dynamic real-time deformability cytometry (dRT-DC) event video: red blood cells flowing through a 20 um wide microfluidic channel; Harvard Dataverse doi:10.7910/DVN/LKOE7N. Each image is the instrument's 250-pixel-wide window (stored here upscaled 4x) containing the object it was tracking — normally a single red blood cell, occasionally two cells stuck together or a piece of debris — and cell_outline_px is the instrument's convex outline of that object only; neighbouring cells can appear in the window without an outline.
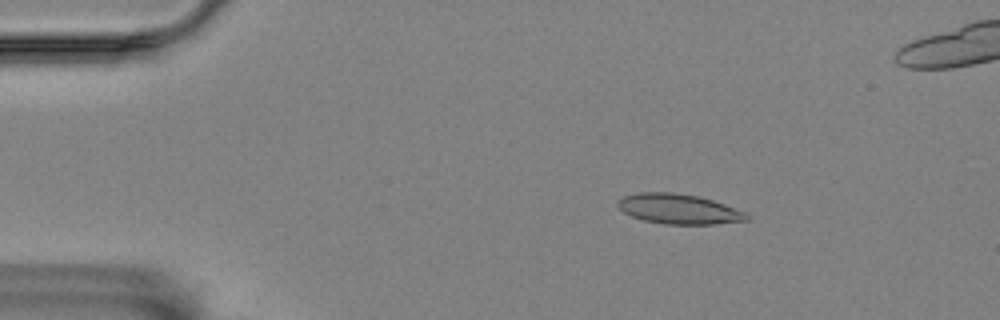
{"species": "Egyptian fruit bat (a non-hibernating species)", "species_latin": "Rousettus aegyptiacus", "temperature_condition": "room temperature", "stored_images_in_passage": 6, "camera_frame_rate_fps": 3000, "um_per_image_px": 0.085, "animal": {"sex": "female"}, "frame": {"image": 1, "passage_image": 3, "time_ms": 0.667, "image_size_px": [1000, 320], "cell_outline_px": [[748, 220], [712, 224], [664, 224], [644, 220], [632, 216], [624, 212], [616, 204], [616, 200], [624, 196], [640, 192], [672, 192], [696, 196], [712, 200], [748, 212]], "centroid_in_image_um": [57.69, 17.76], "position_along_channel_um": 27.3, "area_um2": 22.43}}